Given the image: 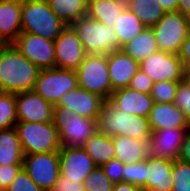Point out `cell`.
<instances>
[{"instance_id":"b9f144b4","label":"cell","mask_w":190,"mask_h":191,"mask_svg":"<svg viewBox=\"0 0 190 191\" xmlns=\"http://www.w3.org/2000/svg\"><path fill=\"white\" fill-rule=\"evenodd\" d=\"M178 56L184 68L190 67V30L188 31L186 38L182 43Z\"/></svg>"},{"instance_id":"52a82bcc","label":"cell","mask_w":190,"mask_h":191,"mask_svg":"<svg viewBox=\"0 0 190 191\" xmlns=\"http://www.w3.org/2000/svg\"><path fill=\"white\" fill-rule=\"evenodd\" d=\"M78 86L108 100L114 91L109 77L107 54H86L75 70Z\"/></svg>"},{"instance_id":"f6af8a7d","label":"cell","mask_w":190,"mask_h":191,"mask_svg":"<svg viewBox=\"0 0 190 191\" xmlns=\"http://www.w3.org/2000/svg\"><path fill=\"white\" fill-rule=\"evenodd\" d=\"M165 13L176 12L178 0H158Z\"/></svg>"},{"instance_id":"44dd1931","label":"cell","mask_w":190,"mask_h":191,"mask_svg":"<svg viewBox=\"0 0 190 191\" xmlns=\"http://www.w3.org/2000/svg\"><path fill=\"white\" fill-rule=\"evenodd\" d=\"M22 0H0V42L13 44L22 33Z\"/></svg>"},{"instance_id":"d6986e66","label":"cell","mask_w":190,"mask_h":191,"mask_svg":"<svg viewBox=\"0 0 190 191\" xmlns=\"http://www.w3.org/2000/svg\"><path fill=\"white\" fill-rule=\"evenodd\" d=\"M104 101L99 95L78 87L65 93L55 106L71 108L83 117L97 118Z\"/></svg>"},{"instance_id":"8fae6325","label":"cell","mask_w":190,"mask_h":191,"mask_svg":"<svg viewBox=\"0 0 190 191\" xmlns=\"http://www.w3.org/2000/svg\"><path fill=\"white\" fill-rule=\"evenodd\" d=\"M143 71L153 83L161 81L180 82L184 79L185 68L179 56L168 52L158 51L139 63Z\"/></svg>"},{"instance_id":"836d02e7","label":"cell","mask_w":190,"mask_h":191,"mask_svg":"<svg viewBox=\"0 0 190 191\" xmlns=\"http://www.w3.org/2000/svg\"><path fill=\"white\" fill-rule=\"evenodd\" d=\"M179 82L161 81L153 84L150 92L156 103H173Z\"/></svg>"},{"instance_id":"ba28073f","label":"cell","mask_w":190,"mask_h":191,"mask_svg":"<svg viewBox=\"0 0 190 191\" xmlns=\"http://www.w3.org/2000/svg\"><path fill=\"white\" fill-rule=\"evenodd\" d=\"M78 87L75 70L53 67L40 69L33 91L55 106L65 93Z\"/></svg>"},{"instance_id":"83f0119b","label":"cell","mask_w":190,"mask_h":191,"mask_svg":"<svg viewBox=\"0 0 190 191\" xmlns=\"http://www.w3.org/2000/svg\"><path fill=\"white\" fill-rule=\"evenodd\" d=\"M126 7L140 19L146 28L153 27L165 14L158 0H126Z\"/></svg>"},{"instance_id":"ee69618b","label":"cell","mask_w":190,"mask_h":191,"mask_svg":"<svg viewBox=\"0 0 190 191\" xmlns=\"http://www.w3.org/2000/svg\"><path fill=\"white\" fill-rule=\"evenodd\" d=\"M112 191H143L142 188L127 182L114 183Z\"/></svg>"},{"instance_id":"2e32d148","label":"cell","mask_w":190,"mask_h":191,"mask_svg":"<svg viewBox=\"0 0 190 191\" xmlns=\"http://www.w3.org/2000/svg\"><path fill=\"white\" fill-rule=\"evenodd\" d=\"M187 131L188 129L172 127L152 131L149 141V155L154 158L177 160Z\"/></svg>"},{"instance_id":"7c38bea8","label":"cell","mask_w":190,"mask_h":191,"mask_svg":"<svg viewBox=\"0 0 190 191\" xmlns=\"http://www.w3.org/2000/svg\"><path fill=\"white\" fill-rule=\"evenodd\" d=\"M13 45L39 69L55 67L54 41L31 33H21Z\"/></svg>"},{"instance_id":"4dcf8cb0","label":"cell","mask_w":190,"mask_h":191,"mask_svg":"<svg viewBox=\"0 0 190 191\" xmlns=\"http://www.w3.org/2000/svg\"><path fill=\"white\" fill-rule=\"evenodd\" d=\"M17 122L15 94L0 92V130L15 127Z\"/></svg>"},{"instance_id":"5b68a950","label":"cell","mask_w":190,"mask_h":191,"mask_svg":"<svg viewBox=\"0 0 190 191\" xmlns=\"http://www.w3.org/2000/svg\"><path fill=\"white\" fill-rule=\"evenodd\" d=\"M71 27L75 30L86 54H110L122 48L114 28L105 26L87 15L75 21Z\"/></svg>"},{"instance_id":"f546056e","label":"cell","mask_w":190,"mask_h":191,"mask_svg":"<svg viewBox=\"0 0 190 191\" xmlns=\"http://www.w3.org/2000/svg\"><path fill=\"white\" fill-rule=\"evenodd\" d=\"M114 29L119 45L122 47L143 32L146 27L132 11L126 8L118 17Z\"/></svg>"},{"instance_id":"9a60e30c","label":"cell","mask_w":190,"mask_h":191,"mask_svg":"<svg viewBox=\"0 0 190 191\" xmlns=\"http://www.w3.org/2000/svg\"><path fill=\"white\" fill-rule=\"evenodd\" d=\"M15 99L17 121L53 122L54 106L33 90L16 93Z\"/></svg>"},{"instance_id":"60d3db41","label":"cell","mask_w":190,"mask_h":191,"mask_svg":"<svg viewBox=\"0 0 190 191\" xmlns=\"http://www.w3.org/2000/svg\"><path fill=\"white\" fill-rule=\"evenodd\" d=\"M50 191H85L83 182L68 180L66 177L59 175L57 182Z\"/></svg>"},{"instance_id":"d4e9b609","label":"cell","mask_w":190,"mask_h":191,"mask_svg":"<svg viewBox=\"0 0 190 191\" xmlns=\"http://www.w3.org/2000/svg\"><path fill=\"white\" fill-rule=\"evenodd\" d=\"M24 155L16 128L0 130V165H23Z\"/></svg>"},{"instance_id":"8d00e7d4","label":"cell","mask_w":190,"mask_h":191,"mask_svg":"<svg viewBox=\"0 0 190 191\" xmlns=\"http://www.w3.org/2000/svg\"><path fill=\"white\" fill-rule=\"evenodd\" d=\"M5 191H43L22 168Z\"/></svg>"},{"instance_id":"277c9868","label":"cell","mask_w":190,"mask_h":191,"mask_svg":"<svg viewBox=\"0 0 190 191\" xmlns=\"http://www.w3.org/2000/svg\"><path fill=\"white\" fill-rule=\"evenodd\" d=\"M22 33H31L54 41L66 27L46 0H22Z\"/></svg>"},{"instance_id":"e575fe53","label":"cell","mask_w":190,"mask_h":191,"mask_svg":"<svg viewBox=\"0 0 190 191\" xmlns=\"http://www.w3.org/2000/svg\"><path fill=\"white\" fill-rule=\"evenodd\" d=\"M123 181L140 188L146 185V162L126 163L123 167Z\"/></svg>"},{"instance_id":"7402d4cb","label":"cell","mask_w":190,"mask_h":191,"mask_svg":"<svg viewBox=\"0 0 190 191\" xmlns=\"http://www.w3.org/2000/svg\"><path fill=\"white\" fill-rule=\"evenodd\" d=\"M148 119L152 131L163 130L169 127L190 128L184 112L178 109L174 103L154 102Z\"/></svg>"},{"instance_id":"74e56055","label":"cell","mask_w":190,"mask_h":191,"mask_svg":"<svg viewBox=\"0 0 190 191\" xmlns=\"http://www.w3.org/2000/svg\"><path fill=\"white\" fill-rule=\"evenodd\" d=\"M105 175L113 182L119 183L123 181V167L122 164L118 159L113 158L107 163L101 165Z\"/></svg>"},{"instance_id":"d590c367","label":"cell","mask_w":190,"mask_h":191,"mask_svg":"<svg viewBox=\"0 0 190 191\" xmlns=\"http://www.w3.org/2000/svg\"><path fill=\"white\" fill-rule=\"evenodd\" d=\"M173 103L184 112L190 126V84L185 79L179 82Z\"/></svg>"},{"instance_id":"4fadbf2b","label":"cell","mask_w":190,"mask_h":191,"mask_svg":"<svg viewBox=\"0 0 190 191\" xmlns=\"http://www.w3.org/2000/svg\"><path fill=\"white\" fill-rule=\"evenodd\" d=\"M55 67L76 70L83 62L86 52L71 26H66L54 40Z\"/></svg>"},{"instance_id":"7a4b0ae2","label":"cell","mask_w":190,"mask_h":191,"mask_svg":"<svg viewBox=\"0 0 190 191\" xmlns=\"http://www.w3.org/2000/svg\"><path fill=\"white\" fill-rule=\"evenodd\" d=\"M97 126L98 132L110 138L123 135L149 142L152 134L148 117L128 114L109 100L102 103Z\"/></svg>"},{"instance_id":"bcb514c9","label":"cell","mask_w":190,"mask_h":191,"mask_svg":"<svg viewBox=\"0 0 190 191\" xmlns=\"http://www.w3.org/2000/svg\"><path fill=\"white\" fill-rule=\"evenodd\" d=\"M177 12L190 18V0H178Z\"/></svg>"},{"instance_id":"30bf717a","label":"cell","mask_w":190,"mask_h":191,"mask_svg":"<svg viewBox=\"0 0 190 191\" xmlns=\"http://www.w3.org/2000/svg\"><path fill=\"white\" fill-rule=\"evenodd\" d=\"M23 169L43 191H50L60 175L58 151L24 155Z\"/></svg>"},{"instance_id":"ac0fdd59","label":"cell","mask_w":190,"mask_h":191,"mask_svg":"<svg viewBox=\"0 0 190 191\" xmlns=\"http://www.w3.org/2000/svg\"><path fill=\"white\" fill-rule=\"evenodd\" d=\"M109 77L113 90L129 87L132 78L139 71V62L122 50L107 54Z\"/></svg>"},{"instance_id":"4316f807","label":"cell","mask_w":190,"mask_h":191,"mask_svg":"<svg viewBox=\"0 0 190 191\" xmlns=\"http://www.w3.org/2000/svg\"><path fill=\"white\" fill-rule=\"evenodd\" d=\"M54 14L66 26L87 14V0H46Z\"/></svg>"},{"instance_id":"7bdbcfd3","label":"cell","mask_w":190,"mask_h":191,"mask_svg":"<svg viewBox=\"0 0 190 191\" xmlns=\"http://www.w3.org/2000/svg\"><path fill=\"white\" fill-rule=\"evenodd\" d=\"M177 160L185 163H190V128L185 134Z\"/></svg>"},{"instance_id":"603a6c76","label":"cell","mask_w":190,"mask_h":191,"mask_svg":"<svg viewBox=\"0 0 190 191\" xmlns=\"http://www.w3.org/2000/svg\"><path fill=\"white\" fill-rule=\"evenodd\" d=\"M115 158L122 164L144 162L149 155V142L130 136L117 135L112 138Z\"/></svg>"},{"instance_id":"f35d334b","label":"cell","mask_w":190,"mask_h":191,"mask_svg":"<svg viewBox=\"0 0 190 191\" xmlns=\"http://www.w3.org/2000/svg\"><path fill=\"white\" fill-rule=\"evenodd\" d=\"M23 165H0V191H5L15 179Z\"/></svg>"},{"instance_id":"484cf974","label":"cell","mask_w":190,"mask_h":191,"mask_svg":"<svg viewBox=\"0 0 190 191\" xmlns=\"http://www.w3.org/2000/svg\"><path fill=\"white\" fill-rule=\"evenodd\" d=\"M121 50L139 63L159 51L152 28H146L138 36L122 46Z\"/></svg>"},{"instance_id":"ab89813d","label":"cell","mask_w":190,"mask_h":191,"mask_svg":"<svg viewBox=\"0 0 190 191\" xmlns=\"http://www.w3.org/2000/svg\"><path fill=\"white\" fill-rule=\"evenodd\" d=\"M153 84V81L139 69V71L132 78L129 87L136 91L150 94Z\"/></svg>"},{"instance_id":"3957f363","label":"cell","mask_w":190,"mask_h":191,"mask_svg":"<svg viewBox=\"0 0 190 191\" xmlns=\"http://www.w3.org/2000/svg\"><path fill=\"white\" fill-rule=\"evenodd\" d=\"M53 123L61 146L83 148L87 140L98 132L97 118L83 117L67 107L54 106Z\"/></svg>"},{"instance_id":"7dc6e473","label":"cell","mask_w":190,"mask_h":191,"mask_svg":"<svg viewBox=\"0 0 190 191\" xmlns=\"http://www.w3.org/2000/svg\"><path fill=\"white\" fill-rule=\"evenodd\" d=\"M184 79L190 84V67L185 68Z\"/></svg>"},{"instance_id":"e0dca14e","label":"cell","mask_w":190,"mask_h":191,"mask_svg":"<svg viewBox=\"0 0 190 191\" xmlns=\"http://www.w3.org/2000/svg\"><path fill=\"white\" fill-rule=\"evenodd\" d=\"M114 106L132 115L149 117L154 100L150 94L130 87L116 89L108 99Z\"/></svg>"},{"instance_id":"ffe728a7","label":"cell","mask_w":190,"mask_h":191,"mask_svg":"<svg viewBox=\"0 0 190 191\" xmlns=\"http://www.w3.org/2000/svg\"><path fill=\"white\" fill-rule=\"evenodd\" d=\"M146 162V185L143 191H172L173 160L148 155Z\"/></svg>"},{"instance_id":"1f68e13d","label":"cell","mask_w":190,"mask_h":191,"mask_svg":"<svg viewBox=\"0 0 190 191\" xmlns=\"http://www.w3.org/2000/svg\"><path fill=\"white\" fill-rule=\"evenodd\" d=\"M85 191H112L114 183L105 175L101 166L95 167L85 178Z\"/></svg>"},{"instance_id":"cb8c5ba5","label":"cell","mask_w":190,"mask_h":191,"mask_svg":"<svg viewBox=\"0 0 190 191\" xmlns=\"http://www.w3.org/2000/svg\"><path fill=\"white\" fill-rule=\"evenodd\" d=\"M126 8V0H87L86 15L114 28L118 17Z\"/></svg>"},{"instance_id":"8992f818","label":"cell","mask_w":190,"mask_h":191,"mask_svg":"<svg viewBox=\"0 0 190 191\" xmlns=\"http://www.w3.org/2000/svg\"><path fill=\"white\" fill-rule=\"evenodd\" d=\"M15 128L25 155L59 151L61 148L59 133L53 122L18 121Z\"/></svg>"},{"instance_id":"9c48e42d","label":"cell","mask_w":190,"mask_h":191,"mask_svg":"<svg viewBox=\"0 0 190 191\" xmlns=\"http://www.w3.org/2000/svg\"><path fill=\"white\" fill-rule=\"evenodd\" d=\"M159 51L179 54L183 41L190 30V18L179 12H167L151 27Z\"/></svg>"},{"instance_id":"5bb4252c","label":"cell","mask_w":190,"mask_h":191,"mask_svg":"<svg viewBox=\"0 0 190 191\" xmlns=\"http://www.w3.org/2000/svg\"><path fill=\"white\" fill-rule=\"evenodd\" d=\"M58 155L60 175L68 180L84 182L85 178L97 167L83 148L61 146Z\"/></svg>"},{"instance_id":"6da1fadb","label":"cell","mask_w":190,"mask_h":191,"mask_svg":"<svg viewBox=\"0 0 190 191\" xmlns=\"http://www.w3.org/2000/svg\"><path fill=\"white\" fill-rule=\"evenodd\" d=\"M39 71L13 44L0 47V92L32 91Z\"/></svg>"},{"instance_id":"d6a6232c","label":"cell","mask_w":190,"mask_h":191,"mask_svg":"<svg viewBox=\"0 0 190 191\" xmlns=\"http://www.w3.org/2000/svg\"><path fill=\"white\" fill-rule=\"evenodd\" d=\"M172 191H190V163L173 160Z\"/></svg>"},{"instance_id":"f1b7e54d","label":"cell","mask_w":190,"mask_h":191,"mask_svg":"<svg viewBox=\"0 0 190 191\" xmlns=\"http://www.w3.org/2000/svg\"><path fill=\"white\" fill-rule=\"evenodd\" d=\"M83 149L92 158L97 166H101L115 158L113 140L104 134L97 132L85 143Z\"/></svg>"}]
</instances>
